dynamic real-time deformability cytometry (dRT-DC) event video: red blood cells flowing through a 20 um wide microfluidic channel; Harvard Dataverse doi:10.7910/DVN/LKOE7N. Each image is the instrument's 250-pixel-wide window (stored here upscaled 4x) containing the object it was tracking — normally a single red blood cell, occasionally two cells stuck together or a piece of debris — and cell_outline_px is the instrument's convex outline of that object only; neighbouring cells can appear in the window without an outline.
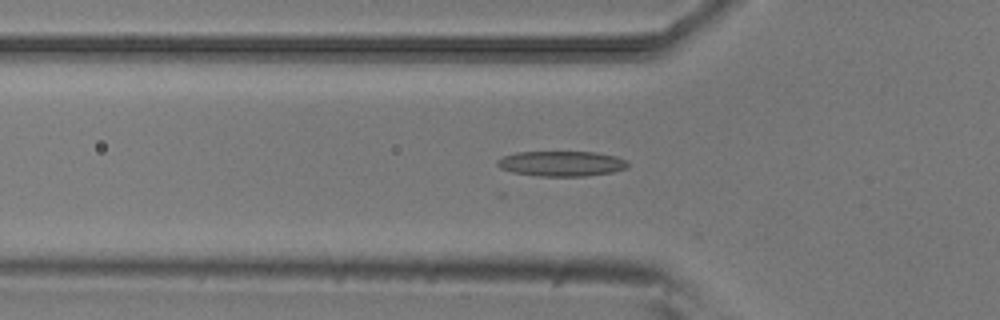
{"species": "common noctule bat (a hibernating species)", "species_latin": "Nyctalus noctula", "temperature_condition": "room temperature", "stored_images_in_passage": 42, "camera_frame_rate_fps": 3000, "um_per_image_px": 0.085, "animal": {"sex": "male", "body_mass_g": 20.5, "forearm_length_mm": 52.5}, "frame": {"image": 1, "passage_image": 11, "time_ms": 3.333, "image_size_px": [1000, 320], "cell_outline_px": [[628, 168], [612, 172], [588, 176], [540, 176], [512, 172], [500, 168], [496, 164], [496, 160], [504, 156], [516, 152], [596, 152], [616, 156], [624, 160], [628, 164]], "centroid_in_image_um": [47.72, 13.91], "position_along_channel_um": 78.1, "area_um2": 19.19}}
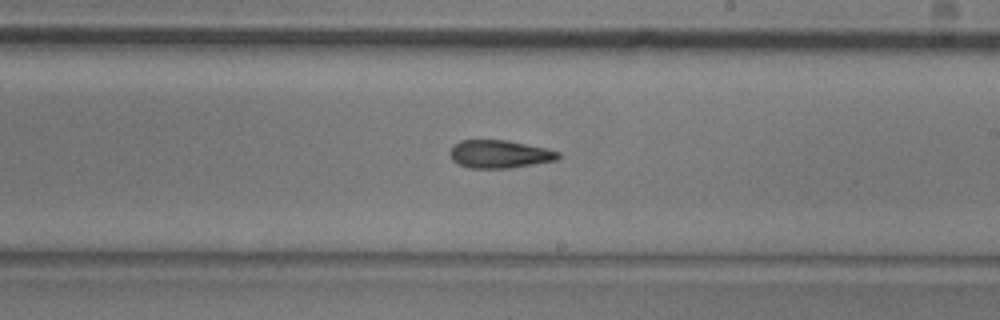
{"frame": {"image": 2, "passage_image": 24, "time_ms": 7.667, "image_size_px": [1000, 320], "cell_outline_px": [[560, 156], [556, 160], [508, 168], [468, 168], [452, 160], [448, 152], [452, 144], [460, 140], [508, 140], [548, 148], [560, 152]], "centroid_in_image_um": [42.43, 13.08], "position_along_channel_um": 246.6, "area_um2": 17.8}}
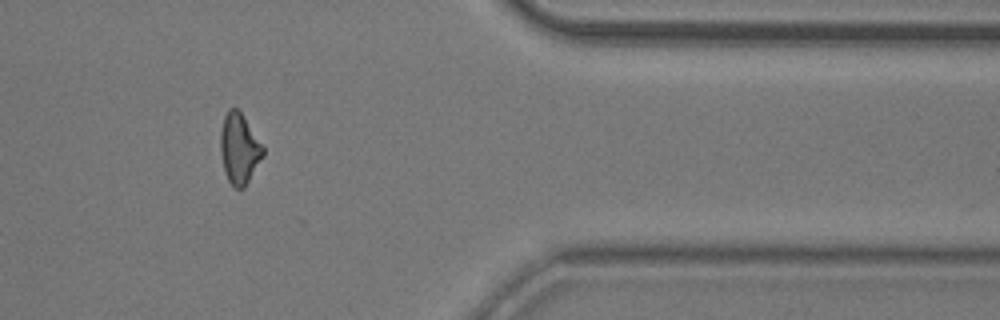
{"frame": {"image": 3, "passage_image": 37, "time_ms": 12.0, "image_size_px": [1000, 320], "cell_outline_px": [[264, 156], [244, 188], [236, 188], [228, 180], [224, 172], [220, 152], [220, 132], [224, 116], [228, 108], [236, 108], [240, 112], [264, 148]], "centroid_in_image_um": [20.32, 12.65], "position_along_channel_um": 391.1, "area_um2": 17.34}, "authors_computed_cell_mechanics": {"area_um2": 17.9758, "velocity_mm_per_s": 3.8701, "shape_relaxation_time_tau1_ms": 10.1208, "shape_relaxation_time_tau2_ms": 4.5428, "deformation_change_tau1": 0.2286, "deformation_change_tau2": 0.1329}}